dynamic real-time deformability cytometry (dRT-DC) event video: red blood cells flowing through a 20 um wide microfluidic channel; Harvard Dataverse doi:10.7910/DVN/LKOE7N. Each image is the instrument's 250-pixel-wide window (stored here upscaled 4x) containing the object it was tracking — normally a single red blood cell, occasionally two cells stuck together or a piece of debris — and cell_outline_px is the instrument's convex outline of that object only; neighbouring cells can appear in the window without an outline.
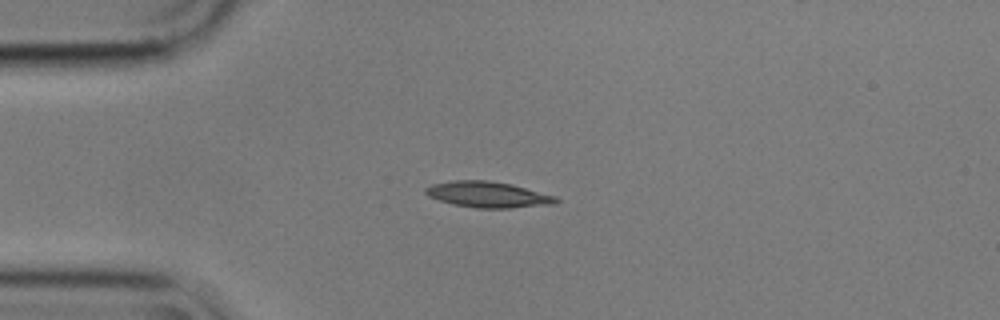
{"species": "common noctule bat (a hibernating species)", "species_latin": "Nyctalus noctula", "temperature_condition": "cold", "stored_images_in_passage": 3, "camera_frame_rate_fps": 3000, "um_per_image_px": 0.085, "animal": {"sex": "male", "body_mass_g": 17.9}, "frame": {"image": 1, "passage_image": 1, "time_ms": 0.0, "image_size_px": [1000, 320], "cell_outline_px": [[560, 200], [556, 204], [508, 208], [476, 208], [452, 204], [428, 196], [424, 192], [424, 188], [432, 184], [452, 180], [488, 180], [512, 184], [556, 196]], "centroid_in_image_um": [41.48, 16.53], "position_along_channel_um": 43.5, "area_um2": 19.83}}
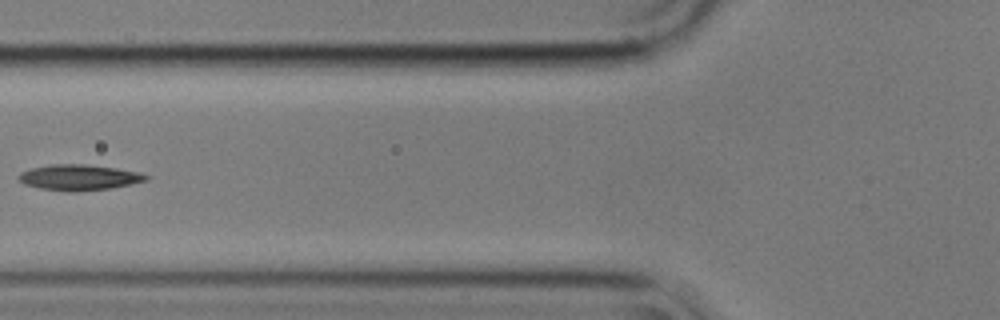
{"frame": {"image": 2, "passage_image": 3, "time_ms": 0.667, "image_size_px": [1000, 320], "cell_outline_px": [[152, 176], [148, 180], [132, 184], [108, 188], [76, 192], [68, 192], [40, 188], [24, 184], [16, 180], [16, 176], [20, 172], [32, 168], [52, 164], [84, 164], [116, 168], [140, 172]], "centroid_in_image_um": [6.71, 15.08], "position_along_channel_um": 119.1, "area_um2": 19.31}}